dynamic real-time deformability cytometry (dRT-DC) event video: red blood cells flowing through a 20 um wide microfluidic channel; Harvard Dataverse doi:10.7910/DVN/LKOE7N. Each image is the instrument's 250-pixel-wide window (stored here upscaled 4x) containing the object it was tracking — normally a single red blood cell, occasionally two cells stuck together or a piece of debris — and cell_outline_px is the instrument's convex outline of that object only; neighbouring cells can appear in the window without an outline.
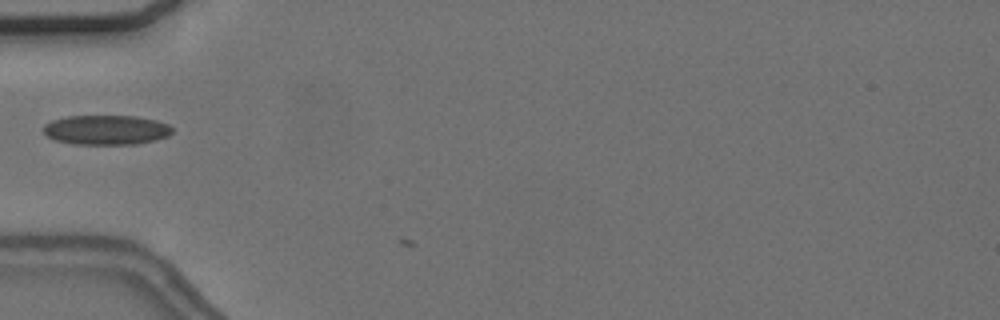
{"species": "common noctule bat (a hibernating species)", "species_latin": "Nyctalus noctula", "temperature_condition": "cold", "stored_images_in_passage": 6, "camera_frame_rate_fps": 3000, "um_per_image_px": 0.085, "animal": {"sex": "female", "body_mass_g": 24.6, "forearm_length_mm": 56.2}, "frame": {"image": 1, "passage_image": 4, "time_ms": 1.0, "image_size_px": [1000, 320], "cell_outline_px": [[172, 132], [168, 136], [156, 140], [136, 144], [72, 144], [52, 140], [44, 132], [44, 124], [52, 120], [68, 116], [136, 116], [156, 120], [168, 124], [172, 128]], "centroid_in_image_um": [9.02, 11.04], "position_along_channel_um": 76.0, "area_um2": 22.37}}